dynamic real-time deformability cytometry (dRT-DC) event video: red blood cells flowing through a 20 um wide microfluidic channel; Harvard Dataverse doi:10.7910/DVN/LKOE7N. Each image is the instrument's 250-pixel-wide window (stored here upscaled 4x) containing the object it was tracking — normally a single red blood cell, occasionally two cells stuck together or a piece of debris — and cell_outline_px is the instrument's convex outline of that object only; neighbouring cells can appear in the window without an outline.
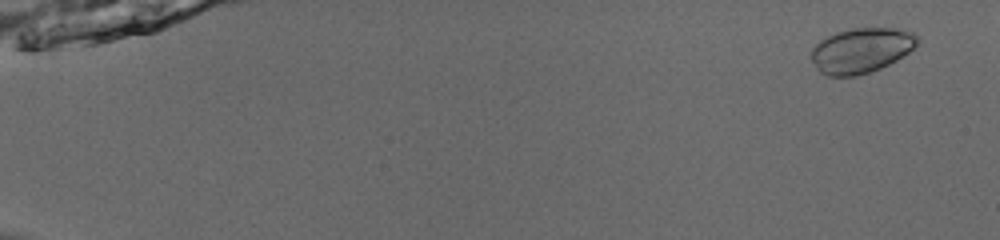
{"species": "common noctule bat (a hibernating species)", "species_latin": "Nyctalus noctula", "temperature_condition": "room temperature", "stored_images_in_passage": 55, "camera_frame_rate_fps": 3000, "um_per_image_px": 0.085, "animal": {"sex": "male", "body_mass_g": 13.0, "forearm_length_mm": 53.1}, "frame": {"image": 1, "passage_image": 4, "time_ms": 1.0, "image_size_px": [1000, 240], "cell_outline_px": [[920, 44], [896, 60], [880, 68], [856, 76], [828, 76], [820, 72], [816, 68], [812, 60], [812, 48], [820, 40], [836, 32], [852, 28], [896, 28], [912, 32], [920, 40]], "centroid_in_image_um": [73.22, 4.27], "position_along_channel_um": 11.8, "area_um2": 27.8}}
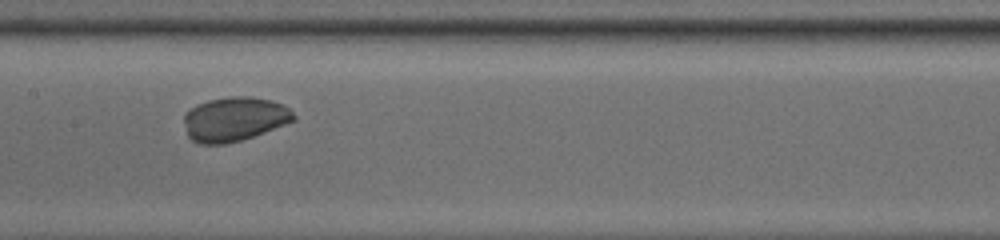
{"frame": {"image": 2, "passage_image": 31, "time_ms": 10.0, "image_size_px": [1000, 240], "cell_outline_px": [[296, 120], [264, 132], [240, 140], [224, 144], [200, 144], [192, 140], [188, 136], [184, 120], [184, 112], [196, 104], [208, 100], [232, 96], [248, 96], [272, 100], [284, 104], [296, 116]], "centroid_in_image_um": [19.91, 10.11], "position_along_channel_um": 187.5, "area_um2": 28.32}}
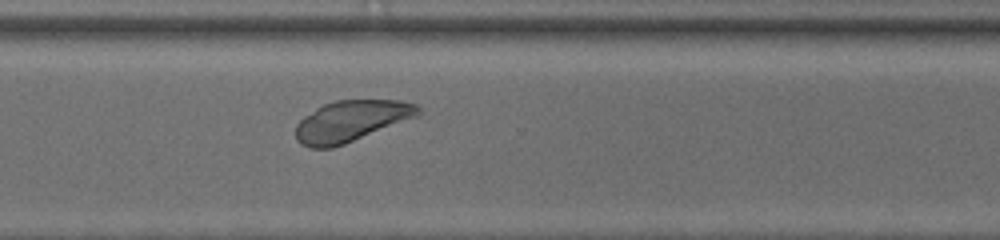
{"frame": {"image": 3, "passage_image": 43, "time_ms": 14.0, "image_size_px": [1000, 240], "cell_outline_px": [[420, 112], [416, 116], [344, 144], [332, 148], [308, 148], [300, 144], [296, 140], [296, 124], [304, 116], [316, 108], [324, 104], [336, 100], [400, 100], [416, 104], [420, 108]], "centroid_in_image_um": [29.79, 10.29], "position_along_channel_um": 340.8, "area_um2": 29.07}, "authors_computed_cell_mechanics": {"area_um2": 28.322, "velocity_mm_per_s": 3.856, "shape_relaxation_time_tau1_ms": 2.2447, "shape_relaxation_time_tau2_ms": 5.1344, "deformation_change_tau1": 0.1467, "deformation_change_tau2": 0.0983}}